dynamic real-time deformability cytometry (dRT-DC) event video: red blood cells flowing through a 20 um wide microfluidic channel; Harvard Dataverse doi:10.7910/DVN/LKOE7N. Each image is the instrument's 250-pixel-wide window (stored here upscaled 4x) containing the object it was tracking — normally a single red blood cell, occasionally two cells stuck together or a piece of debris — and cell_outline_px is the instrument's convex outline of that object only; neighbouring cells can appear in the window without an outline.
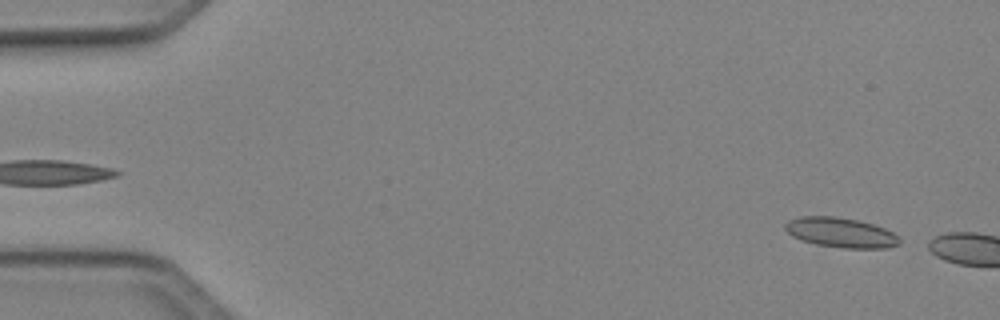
{"species": "Egyptian fruit bat (a non-hibernating species)", "species_latin": "Rousettus aegyptiacus", "temperature_condition": "cold", "stored_images_in_passage": 5, "camera_frame_rate_fps": 3000, "um_per_image_px": 0.085, "animal": {"sex": "female"}, "frame": {"image": 1, "passage_image": 2, "time_ms": 0.333, "image_size_px": [1000, 320], "cell_outline_px": [[900, 244], [884, 248], [844, 248], [816, 244], [800, 240], [792, 236], [784, 228], [784, 224], [788, 220], [800, 216], [836, 216], [856, 220], [872, 224], [884, 228], [892, 232], [900, 240]], "centroid_in_image_um": [71.42, 19.76], "position_along_channel_um": 13.6, "area_um2": 19.83}}